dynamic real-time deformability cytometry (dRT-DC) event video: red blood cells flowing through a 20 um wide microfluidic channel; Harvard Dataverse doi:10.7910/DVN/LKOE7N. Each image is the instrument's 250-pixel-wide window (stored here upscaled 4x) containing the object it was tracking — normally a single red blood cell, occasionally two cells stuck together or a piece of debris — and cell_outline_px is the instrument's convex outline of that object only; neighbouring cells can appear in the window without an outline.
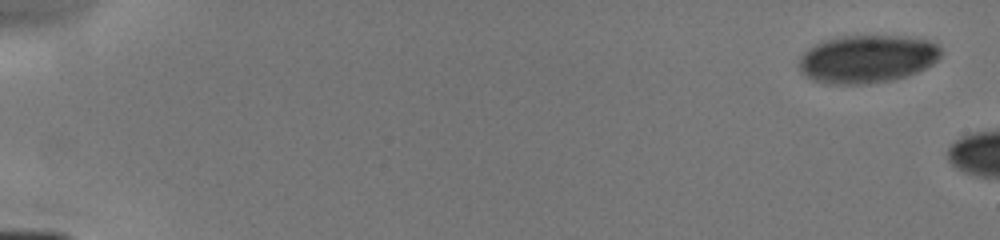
{"species": "human", "species_latin": "Homo sapiens", "temperature_condition": "cold", "stored_images_in_passage": 5, "camera_frame_rate_fps": 3000, "um_per_image_px": 0.085, "donor": {"sex": "male"}, "frame": {"image": 1, "passage_image": 1, "time_ms": 0.0, "image_size_px": [1000, 240], "cell_outline_px": [[944, 52], [928, 68], [908, 76], [892, 80], [868, 84], [828, 84], [812, 80], [800, 72], [800, 56], [808, 48], [820, 40], [840, 36], [908, 36], [928, 40], [940, 44]], "centroid_in_image_um": [73.74, 5.0], "position_along_channel_um": 11.3, "area_um2": 40.4}}